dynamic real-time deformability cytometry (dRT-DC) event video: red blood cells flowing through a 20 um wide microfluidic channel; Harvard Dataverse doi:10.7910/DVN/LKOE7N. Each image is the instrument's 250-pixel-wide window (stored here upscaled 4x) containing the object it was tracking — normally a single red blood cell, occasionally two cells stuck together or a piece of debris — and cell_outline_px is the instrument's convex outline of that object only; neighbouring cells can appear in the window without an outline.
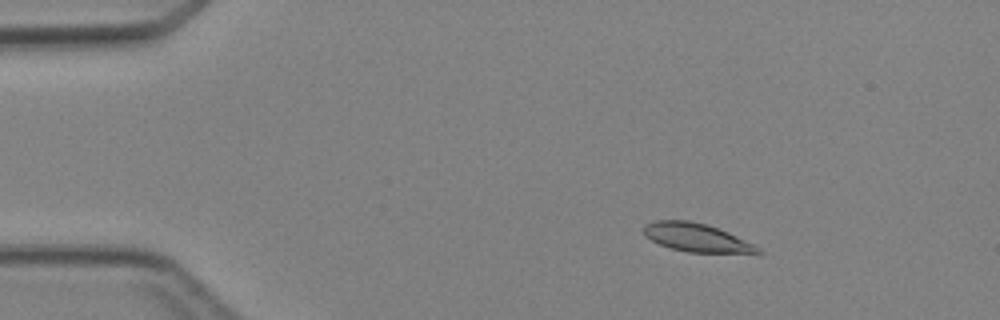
{"species": "Egyptian fruit bat (a non-hibernating species)", "species_latin": "Rousettus aegyptiacus", "temperature_condition": "cold", "stored_images_in_passage": 3, "camera_frame_rate_fps": 3000, "um_per_image_px": 0.085, "animal": {"sex": "female"}, "frame": {"image": 1, "passage_image": 2, "time_ms": 1.333, "image_size_px": [1000, 320], "cell_outline_px": [[764, 252], [760, 256], [756, 256], [688, 252], [672, 248], [660, 244], [644, 236], [644, 224], [656, 220], [688, 220], [704, 224], [728, 232], [760, 248]], "centroid_in_image_um": [59.34, 20.26], "position_along_channel_um": 25.7, "area_um2": 19.48}}